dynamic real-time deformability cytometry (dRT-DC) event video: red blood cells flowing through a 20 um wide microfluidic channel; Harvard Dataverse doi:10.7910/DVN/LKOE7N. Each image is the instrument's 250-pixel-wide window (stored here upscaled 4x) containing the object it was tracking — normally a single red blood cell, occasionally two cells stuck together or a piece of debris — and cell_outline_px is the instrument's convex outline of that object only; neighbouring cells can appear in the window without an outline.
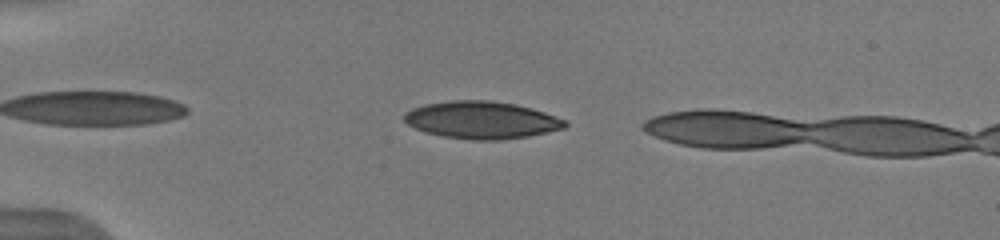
{"species": "human", "species_latin": "Homo sapiens", "temperature_condition": "warm", "stored_images_in_passage": 13, "camera_frame_rate_fps": 3000, "um_per_image_px": 0.085, "donor": {"sex": "male"}, "frame": {"image": 1, "passage_image": 8, "time_ms": 1.667, "image_size_px": [1000, 240], "cell_outline_px": [[568, 124], [564, 128], [528, 136], [500, 140], [472, 140], [444, 136], [424, 132], [408, 124], [404, 120], [404, 112], [412, 108], [424, 104], [452, 100], [488, 100], [516, 104], [532, 108], [556, 116], [564, 120]], "centroid_in_image_um": [40.92, 10.19], "position_along_channel_um": 44.1, "area_um2": 34.97}}